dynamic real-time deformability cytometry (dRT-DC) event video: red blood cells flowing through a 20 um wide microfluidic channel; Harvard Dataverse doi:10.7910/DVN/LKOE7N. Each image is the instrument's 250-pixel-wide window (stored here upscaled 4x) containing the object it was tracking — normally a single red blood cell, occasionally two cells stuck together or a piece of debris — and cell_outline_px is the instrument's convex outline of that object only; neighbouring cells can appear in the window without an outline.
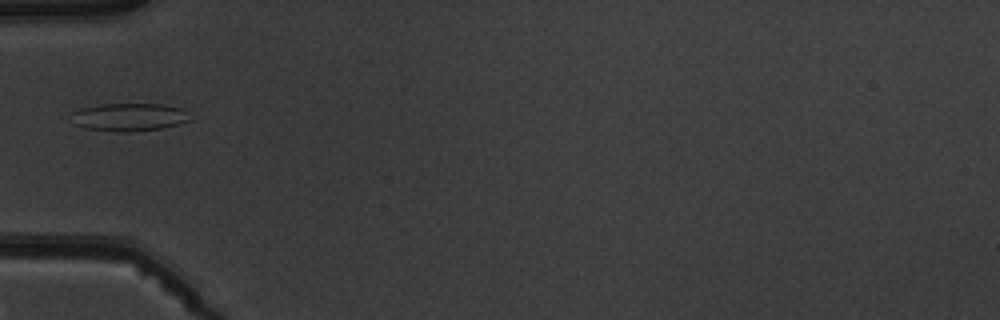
{"species": "common noctule bat (a hibernating species)", "species_latin": "Nyctalus noctula", "temperature_condition": "warm", "stored_images_in_passage": 6, "camera_frame_rate_fps": 3000, "um_per_image_px": 0.085, "animal": {"sex": "male", "body_mass_g": 19.5, "forearm_length_mm": 54.6}, "frame": {"image": 1, "passage_image": 5, "time_ms": 5.667, "image_size_px": [1000, 320], "cell_outline_px": [[192, 120], [164, 128], [128, 132], [116, 132], [84, 128], [72, 124], [72, 112], [80, 108], [100, 104], [160, 104], [180, 108]], "centroid_in_image_um": [10.91, 9.96], "position_along_channel_um": 74.1, "area_um2": 19.36}}